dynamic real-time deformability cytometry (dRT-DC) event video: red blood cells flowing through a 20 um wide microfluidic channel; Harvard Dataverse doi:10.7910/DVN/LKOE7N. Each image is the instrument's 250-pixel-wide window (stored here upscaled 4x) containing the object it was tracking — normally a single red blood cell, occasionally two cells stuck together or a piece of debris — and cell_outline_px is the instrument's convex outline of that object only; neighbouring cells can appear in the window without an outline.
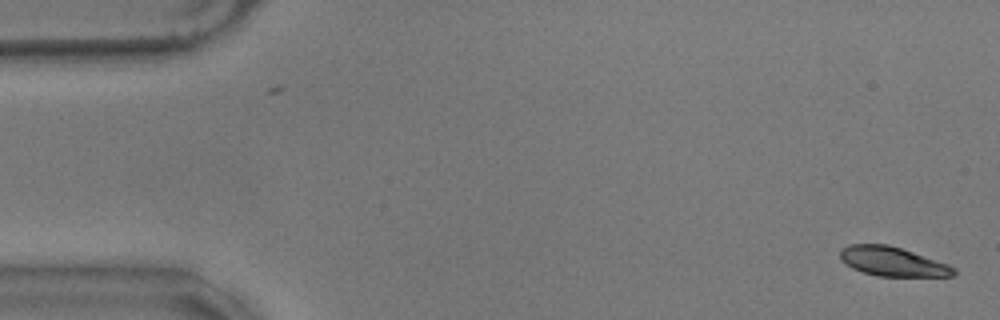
{"species": "common noctule bat (a hibernating species)", "species_latin": "Nyctalus noctula", "temperature_condition": "warm", "stored_images_in_passage": 57, "camera_frame_rate_fps": 3000, "um_per_image_px": 0.085, "animal": {"sex": "male", "body_mass_g": 17.9}, "frame": {"image": 1, "passage_image": 1, "time_ms": 0.0, "image_size_px": [1000, 320], "cell_outline_px": [[956, 272], [952, 276], [880, 276], [864, 272], [852, 268], [844, 264], [840, 260], [840, 248], [848, 244], [888, 244], [948, 264], [956, 268]], "centroid_in_image_um": [75.82, 22.22], "position_along_channel_um": 9.2, "area_um2": 19.31}}
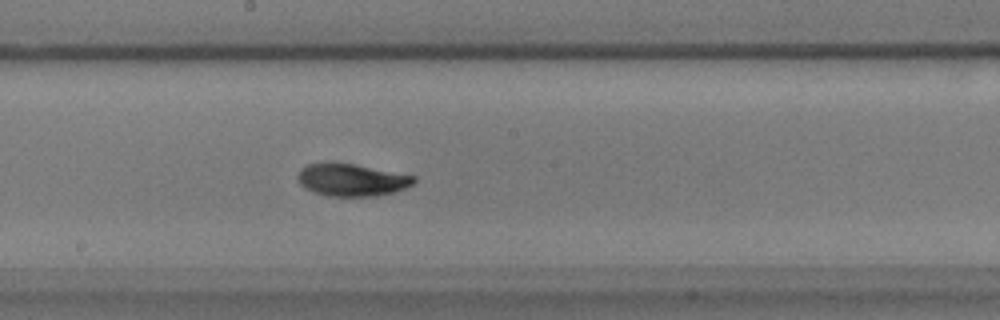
{"frame": {"image": 2, "passage_image": 30, "time_ms": 9.667, "image_size_px": [1000, 320], "cell_outline_px": [[416, 180], [412, 184], [404, 188], [392, 192], [376, 196], [328, 196], [316, 192], [300, 184], [296, 176], [300, 168], [308, 164], [332, 160], [416, 176]], "centroid_in_image_um": [29.85, 15.26], "position_along_channel_um": 218.4, "area_um2": 22.02}}
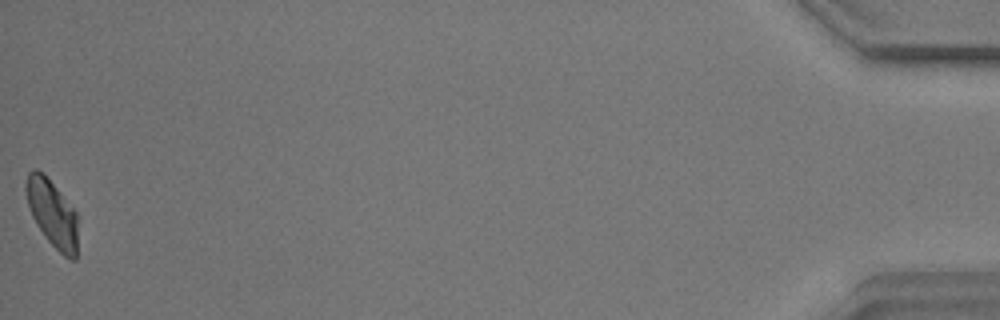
{"frame": {"image": 3, "passage_image": 57, "time_ms": 18.667, "image_size_px": [1000, 320], "cell_outline_px": [[76, 260], [72, 260], [64, 256], [44, 236], [36, 224], [32, 216], [28, 204], [24, 188], [24, 184], [28, 172], [36, 168], [44, 172], [76, 212]], "centroid_in_image_um": [4.4, 18.08], "position_along_channel_um": 430.8, "area_um2": 20.17}, "authors_computed_cell_mechanics": {"area_um2": 21.097, "velocity_mm_per_s": 3.4768, "shape_relaxation_time_tau1_ms": 4.0948, "shape_relaxation_time_tau2_ms": 2.9563, "deformation_change_tau1": 0.1333, "deformation_change_tau2": 0.0518}}